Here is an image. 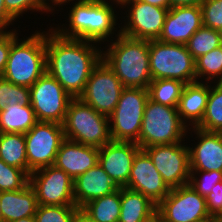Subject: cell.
I'll list each match as a JSON object with an SVG mask.
<instances>
[{
    "mask_svg": "<svg viewBox=\"0 0 222 222\" xmlns=\"http://www.w3.org/2000/svg\"><path fill=\"white\" fill-rule=\"evenodd\" d=\"M52 13L57 8V0H40ZM48 2V3H47ZM50 2V3H49ZM52 4V5H51Z\"/></svg>",
    "mask_w": 222,
    "mask_h": 222,
    "instance_id": "43",
    "label": "cell"
},
{
    "mask_svg": "<svg viewBox=\"0 0 222 222\" xmlns=\"http://www.w3.org/2000/svg\"><path fill=\"white\" fill-rule=\"evenodd\" d=\"M30 104L38 121L63 124L73 99L47 71L29 88Z\"/></svg>",
    "mask_w": 222,
    "mask_h": 222,
    "instance_id": "11",
    "label": "cell"
},
{
    "mask_svg": "<svg viewBox=\"0 0 222 222\" xmlns=\"http://www.w3.org/2000/svg\"><path fill=\"white\" fill-rule=\"evenodd\" d=\"M15 21L6 11L4 0H0V31H9L7 28L13 25ZM8 26V27H7Z\"/></svg>",
    "mask_w": 222,
    "mask_h": 222,
    "instance_id": "40",
    "label": "cell"
},
{
    "mask_svg": "<svg viewBox=\"0 0 222 222\" xmlns=\"http://www.w3.org/2000/svg\"><path fill=\"white\" fill-rule=\"evenodd\" d=\"M199 222H218V217H209V218L199 221Z\"/></svg>",
    "mask_w": 222,
    "mask_h": 222,
    "instance_id": "47",
    "label": "cell"
},
{
    "mask_svg": "<svg viewBox=\"0 0 222 222\" xmlns=\"http://www.w3.org/2000/svg\"><path fill=\"white\" fill-rule=\"evenodd\" d=\"M75 222H93V221L87 218L81 211H79L75 219Z\"/></svg>",
    "mask_w": 222,
    "mask_h": 222,
    "instance_id": "44",
    "label": "cell"
},
{
    "mask_svg": "<svg viewBox=\"0 0 222 222\" xmlns=\"http://www.w3.org/2000/svg\"><path fill=\"white\" fill-rule=\"evenodd\" d=\"M200 7L203 26L222 32V0H204Z\"/></svg>",
    "mask_w": 222,
    "mask_h": 222,
    "instance_id": "37",
    "label": "cell"
},
{
    "mask_svg": "<svg viewBox=\"0 0 222 222\" xmlns=\"http://www.w3.org/2000/svg\"><path fill=\"white\" fill-rule=\"evenodd\" d=\"M119 189L110 176L98 163L73 182L75 205L81 208L86 203L113 193Z\"/></svg>",
    "mask_w": 222,
    "mask_h": 222,
    "instance_id": "21",
    "label": "cell"
},
{
    "mask_svg": "<svg viewBox=\"0 0 222 222\" xmlns=\"http://www.w3.org/2000/svg\"><path fill=\"white\" fill-rule=\"evenodd\" d=\"M203 26L200 6L170 8L166 16L159 41L186 45L189 38Z\"/></svg>",
    "mask_w": 222,
    "mask_h": 222,
    "instance_id": "19",
    "label": "cell"
},
{
    "mask_svg": "<svg viewBox=\"0 0 222 222\" xmlns=\"http://www.w3.org/2000/svg\"><path fill=\"white\" fill-rule=\"evenodd\" d=\"M18 35V31L13 29L12 45L2 77L30 88L46 72V33L36 30L20 39Z\"/></svg>",
    "mask_w": 222,
    "mask_h": 222,
    "instance_id": "4",
    "label": "cell"
},
{
    "mask_svg": "<svg viewBox=\"0 0 222 222\" xmlns=\"http://www.w3.org/2000/svg\"><path fill=\"white\" fill-rule=\"evenodd\" d=\"M209 90V82L196 81L185 84L179 99L177 111L182 122L187 127H197L201 123L207 106Z\"/></svg>",
    "mask_w": 222,
    "mask_h": 222,
    "instance_id": "22",
    "label": "cell"
},
{
    "mask_svg": "<svg viewBox=\"0 0 222 222\" xmlns=\"http://www.w3.org/2000/svg\"><path fill=\"white\" fill-rule=\"evenodd\" d=\"M80 211L76 205H38L36 222H75Z\"/></svg>",
    "mask_w": 222,
    "mask_h": 222,
    "instance_id": "32",
    "label": "cell"
},
{
    "mask_svg": "<svg viewBox=\"0 0 222 222\" xmlns=\"http://www.w3.org/2000/svg\"><path fill=\"white\" fill-rule=\"evenodd\" d=\"M47 30L46 71L69 95L78 98L102 60V47L92 41L63 38L51 26Z\"/></svg>",
    "mask_w": 222,
    "mask_h": 222,
    "instance_id": "1",
    "label": "cell"
},
{
    "mask_svg": "<svg viewBox=\"0 0 222 222\" xmlns=\"http://www.w3.org/2000/svg\"><path fill=\"white\" fill-rule=\"evenodd\" d=\"M195 64L198 82H220L222 80V45L201 55L195 60Z\"/></svg>",
    "mask_w": 222,
    "mask_h": 222,
    "instance_id": "31",
    "label": "cell"
},
{
    "mask_svg": "<svg viewBox=\"0 0 222 222\" xmlns=\"http://www.w3.org/2000/svg\"><path fill=\"white\" fill-rule=\"evenodd\" d=\"M149 64L152 80L176 79L185 84L197 81L195 59L186 45L149 41Z\"/></svg>",
    "mask_w": 222,
    "mask_h": 222,
    "instance_id": "7",
    "label": "cell"
},
{
    "mask_svg": "<svg viewBox=\"0 0 222 222\" xmlns=\"http://www.w3.org/2000/svg\"><path fill=\"white\" fill-rule=\"evenodd\" d=\"M29 183L30 175L26 171L0 159V192L21 190Z\"/></svg>",
    "mask_w": 222,
    "mask_h": 222,
    "instance_id": "33",
    "label": "cell"
},
{
    "mask_svg": "<svg viewBox=\"0 0 222 222\" xmlns=\"http://www.w3.org/2000/svg\"><path fill=\"white\" fill-rule=\"evenodd\" d=\"M148 89L125 87L109 116L110 136L113 141L135 142L139 145Z\"/></svg>",
    "mask_w": 222,
    "mask_h": 222,
    "instance_id": "8",
    "label": "cell"
},
{
    "mask_svg": "<svg viewBox=\"0 0 222 222\" xmlns=\"http://www.w3.org/2000/svg\"><path fill=\"white\" fill-rule=\"evenodd\" d=\"M0 222H3V216H2V213H1V205H0Z\"/></svg>",
    "mask_w": 222,
    "mask_h": 222,
    "instance_id": "49",
    "label": "cell"
},
{
    "mask_svg": "<svg viewBox=\"0 0 222 222\" xmlns=\"http://www.w3.org/2000/svg\"><path fill=\"white\" fill-rule=\"evenodd\" d=\"M38 122L35 112L30 105L20 104L7 105L0 111L1 133H22L28 132Z\"/></svg>",
    "mask_w": 222,
    "mask_h": 222,
    "instance_id": "26",
    "label": "cell"
},
{
    "mask_svg": "<svg viewBox=\"0 0 222 222\" xmlns=\"http://www.w3.org/2000/svg\"><path fill=\"white\" fill-rule=\"evenodd\" d=\"M204 0H169L170 7H179V6H200Z\"/></svg>",
    "mask_w": 222,
    "mask_h": 222,
    "instance_id": "41",
    "label": "cell"
},
{
    "mask_svg": "<svg viewBox=\"0 0 222 222\" xmlns=\"http://www.w3.org/2000/svg\"><path fill=\"white\" fill-rule=\"evenodd\" d=\"M190 131V132H189ZM194 133V134H192ZM195 136L194 146L189 144L190 171H222V132H208L197 127L188 129Z\"/></svg>",
    "mask_w": 222,
    "mask_h": 222,
    "instance_id": "18",
    "label": "cell"
},
{
    "mask_svg": "<svg viewBox=\"0 0 222 222\" xmlns=\"http://www.w3.org/2000/svg\"><path fill=\"white\" fill-rule=\"evenodd\" d=\"M119 2L120 9L126 10L123 14L127 15L121 14V17H124L122 18L124 22L120 25L121 34L148 41L159 39L169 9L141 0H119Z\"/></svg>",
    "mask_w": 222,
    "mask_h": 222,
    "instance_id": "9",
    "label": "cell"
},
{
    "mask_svg": "<svg viewBox=\"0 0 222 222\" xmlns=\"http://www.w3.org/2000/svg\"><path fill=\"white\" fill-rule=\"evenodd\" d=\"M221 45L222 32L205 26L199 28L186 43L189 53L195 60Z\"/></svg>",
    "mask_w": 222,
    "mask_h": 222,
    "instance_id": "30",
    "label": "cell"
},
{
    "mask_svg": "<svg viewBox=\"0 0 222 222\" xmlns=\"http://www.w3.org/2000/svg\"><path fill=\"white\" fill-rule=\"evenodd\" d=\"M80 211L93 222H118L121 212V188L86 203Z\"/></svg>",
    "mask_w": 222,
    "mask_h": 222,
    "instance_id": "25",
    "label": "cell"
},
{
    "mask_svg": "<svg viewBox=\"0 0 222 222\" xmlns=\"http://www.w3.org/2000/svg\"><path fill=\"white\" fill-rule=\"evenodd\" d=\"M153 222H168L165 219H163L157 212L153 216Z\"/></svg>",
    "mask_w": 222,
    "mask_h": 222,
    "instance_id": "46",
    "label": "cell"
},
{
    "mask_svg": "<svg viewBox=\"0 0 222 222\" xmlns=\"http://www.w3.org/2000/svg\"><path fill=\"white\" fill-rule=\"evenodd\" d=\"M7 13L16 21V19L23 17L26 12H52L40 0H4Z\"/></svg>",
    "mask_w": 222,
    "mask_h": 222,
    "instance_id": "36",
    "label": "cell"
},
{
    "mask_svg": "<svg viewBox=\"0 0 222 222\" xmlns=\"http://www.w3.org/2000/svg\"><path fill=\"white\" fill-rule=\"evenodd\" d=\"M222 181V171H190L189 184L205 197L211 193L212 188Z\"/></svg>",
    "mask_w": 222,
    "mask_h": 222,
    "instance_id": "35",
    "label": "cell"
},
{
    "mask_svg": "<svg viewBox=\"0 0 222 222\" xmlns=\"http://www.w3.org/2000/svg\"><path fill=\"white\" fill-rule=\"evenodd\" d=\"M197 128L208 132H222V84L220 82L210 83L207 106Z\"/></svg>",
    "mask_w": 222,
    "mask_h": 222,
    "instance_id": "28",
    "label": "cell"
},
{
    "mask_svg": "<svg viewBox=\"0 0 222 222\" xmlns=\"http://www.w3.org/2000/svg\"><path fill=\"white\" fill-rule=\"evenodd\" d=\"M99 148L65 139L56 155L54 165L73 180L98 164Z\"/></svg>",
    "mask_w": 222,
    "mask_h": 222,
    "instance_id": "20",
    "label": "cell"
},
{
    "mask_svg": "<svg viewBox=\"0 0 222 222\" xmlns=\"http://www.w3.org/2000/svg\"><path fill=\"white\" fill-rule=\"evenodd\" d=\"M218 220L222 221V213H221V215L218 217Z\"/></svg>",
    "mask_w": 222,
    "mask_h": 222,
    "instance_id": "50",
    "label": "cell"
},
{
    "mask_svg": "<svg viewBox=\"0 0 222 222\" xmlns=\"http://www.w3.org/2000/svg\"><path fill=\"white\" fill-rule=\"evenodd\" d=\"M12 30L0 32V77L5 71L9 51L12 45Z\"/></svg>",
    "mask_w": 222,
    "mask_h": 222,
    "instance_id": "39",
    "label": "cell"
},
{
    "mask_svg": "<svg viewBox=\"0 0 222 222\" xmlns=\"http://www.w3.org/2000/svg\"><path fill=\"white\" fill-rule=\"evenodd\" d=\"M124 88L115 73L101 60L92 70L85 89L78 98L98 113L109 117L113 113Z\"/></svg>",
    "mask_w": 222,
    "mask_h": 222,
    "instance_id": "12",
    "label": "cell"
},
{
    "mask_svg": "<svg viewBox=\"0 0 222 222\" xmlns=\"http://www.w3.org/2000/svg\"><path fill=\"white\" fill-rule=\"evenodd\" d=\"M185 83L176 79H155L148 86L149 99L169 106L177 107Z\"/></svg>",
    "mask_w": 222,
    "mask_h": 222,
    "instance_id": "29",
    "label": "cell"
},
{
    "mask_svg": "<svg viewBox=\"0 0 222 222\" xmlns=\"http://www.w3.org/2000/svg\"><path fill=\"white\" fill-rule=\"evenodd\" d=\"M157 205L142 193L121 187V212L118 222H149Z\"/></svg>",
    "mask_w": 222,
    "mask_h": 222,
    "instance_id": "24",
    "label": "cell"
},
{
    "mask_svg": "<svg viewBox=\"0 0 222 222\" xmlns=\"http://www.w3.org/2000/svg\"><path fill=\"white\" fill-rule=\"evenodd\" d=\"M10 222H36V219H35V216H33V217H24V218H21L19 220L10 221Z\"/></svg>",
    "mask_w": 222,
    "mask_h": 222,
    "instance_id": "45",
    "label": "cell"
},
{
    "mask_svg": "<svg viewBox=\"0 0 222 222\" xmlns=\"http://www.w3.org/2000/svg\"><path fill=\"white\" fill-rule=\"evenodd\" d=\"M141 1H144L148 4L155 5L161 8H167V9L171 8L169 0H141Z\"/></svg>",
    "mask_w": 222,
    "mask_h": 222,
    "instance_id": "42",
    "label": "cell"
},
{
    "mask_svg": "<svg viewBox=\"0 0 222 222\" xmlns=\"http://www.w3.org/2000/svg\"><path fill=\"white\" fill-rule=\"evenodd\" d=\"M20 104L30 105V89L25 86H18L0 77V111L7 105Z\"/></svg>",
    "mask_w": 222,
    "mask_h": 222,
    "instance_id": "34",
    "label": "cell"
},
{
    "mask_svg": "<svg viewBox=\"0 0 222 222\" xmlns=\"http://www.w3.org/2000/svg\"><path fill=\"white\" fill-rule=\"evenodd\" d=\"M73 182L55 165L30 173V184L36 192L38 205H75Z\"/></svg>",
    "mask_w": 222,
    "mask_h": 222,
    "instance_id": "15",
    "label": "cell"
},
{
    "mask_svg": "<svg viewBox=\"0 0 222 222\" xmlns=\"http://www.w3.org/2000/svg\"><path fill=\"white\" fill-rule=\"evenodd\" d=\"M140 149L135 142L113 140L99 148L98 163L119 188L127 185L133 159Z\"/></svg>",
    "mask_w": 222,
    "mask_h": 222,
    "instance_id": "17",
    "label": "cell"
},
{
    "mask_svg": "<svg viewBox=\"0 0 222 222\" xmlns=\"http://www.w3.org/2000/svg\"><path fill=\"white\" fill-rule=\"evenodd\" d=\"M24 135L28 174L54 165L59 147L65 140L63 125L56 122L38 121Z\"/></svg>",
    "mask_w": 222,
    "mask_h": 222,
    "instance_id": "10",
    "label": "cell"
},
{
    "mask_svg": "<svg viewBox=\"0 0 222 222\" xmlns=\"http://www.w3.org/2000/svg\"><path fill=\"white\" fill-rule=\"evenodd\" d=\"M25 135L22 133H1L0 159L6 164L23 169L28 173Z\"/></svg>",
    "mask_w": 222,
    "mask_h": 222,
    "instance_id": "27",
    "label": "cell"
},
{
    "mask_svg": "<svg viewBox=\"0 0 222 222\" xmlns=\"http://www.w3.org/2000/svg\"><path fill=\"white\" fill-rule=\"evenodd\" d=\"M208 213L211 217H219L222 213V181L218 182L206 196Z\"/></svg>",
    "mask_w": 222,
    "mask_h": 222,
    "instance_id": "38",
    "label": "cell"
},
{
    "mask_svg": "<svg viewBox=\"0 0 222 222\" xmlns=\"http://www.w3.org/2000/svg\"><path fill=\"white\" fill-rule=\"evenodd\" d=\"M0 202L3 222L33 217L38 208L36 192L30 183L21 190L0 192Z\"/></svg>",
    "mask_w": 222,
    "mask_h": 222,
    "instance_id": "23",
    "label": "cell"
},
{
    "mask_svg": "<svg viewBox=\"0 0 222 222\" xmlns=\"http://www.w3.org/2000/svg\"><path fill=\"white\" fill-rule=\"evenodd\" d=\"M125 187L142 193L156 205L170 191L149 155L143 149H140L133 159L128 183Z\"/></svg>",
    "mask_w": 222,
    "mask_h": 222,
    "instance_id": "16",
    "label": "cell"
},
{
    "mask_svg": "<svg viewBox=\"0 0 222 222\" xmlns=\"http://www.w3.org/2000/svg\"><path fill=\"white\" fill-rule=\"evenodd\" d=\"M185 143L183 141L143 148L170 189L189 184V146Z\"/></svg>",
    "mask_w": 222,
    "mask_h": 222,
    "instance_id": "13",
    "label": "cell"
},
{
    "mask_svg": "<svg viewBox=\"0 0 222 222\" xmlns=\"http://www.w3.org/2000/svg\"><path fill=\"white\" fill-rule=\"evenodd\" d=\"M70 2L71 10L65 20L68 23L57 27L51 25L61 37L107 44L121 33L120 29L117 31L121 28L117 19L121 17L115 11V8L120 9L119 0H76L75 3L70 0L64 2L63 6Z\"/></svg>",
    "mask_w": 222,
    "mask_h": 222,
    "instance_id": "2",
    "label": "cell"
},
{
    "mask_svg": "<svg viewBox=\"0 0 222 222\" xmlns=\"http://www.w3.org/2000/svg\"><path fill=\"white\" fill-rule=\"evenodd\" d=\"M188 129L182 122L177 107L165 106L148 99L139 134V147L143 149L186 141L190 136L187 135Z\"/></svg>",
    "mask_w": 222,
    "mask_h": 222,
    "instance_id": "5",
    "label": "cell"
},
{
    "mask_svg": "<svg viewBox=\"0 0 222 222\" xmlns=\"http://www.w3.org/2000/svg\"><path fill=\"white\" fill-rule=\"evenodd\" d=\"M114 39L106 45L107 48L103 46L102 60L115 73L124 87L148 89L152 81L149 41L131 38L121 33Z\"/></svg>",
    "mask_w": 222,
    "mask_h": 222,
    "instance_id": "3",
    "label": "cell"
},
{
    "mask_svg": "<svg viewBox=\"0 0 222 222\" xmlns=\"http://www.w3.org/2000/svg\"><path fill=\"white\" fill-rule=\"evenodd\" d=\"M66 1H70V0H57V7H59V9H60V7H61V9H63V8H62V5H63V3L66 2ZM73 1H75V0H73Z\"/></svg>",
    "mask_w": 222,
    "mask_h": 222,
    "instance_id": "48",
    "label": "cell"
},
{
    "mask_svg": "<svg viewBox=\"0 0 222 222\" xmlns=\"http://www.w3.org/2000/svg\"><path fill=\"white\" fill-rule=\"evenodd\" d=\"M62 125L65 139L74 142L100 148L112 140L109 117L98 113L79 98L69 102Z\"/></svg>",
    "mask_w": 222,
    "mask_h": 222,
    "instance_id": "6",
    "label": "cell"
},
{
    "mask_svg": "<svg viewBox=\"0 0 222 222\" xmlns=\"http://www.w3.org/2000/svg\"><path fill=\"white\" fill-rule=\"evenodd\" d=\"M157 213L168 222H199L211 217L205 197L190 184L171 188L157 205Z\"/></svg>",
    "mask_w": 222,
    "mask_h": 222,
    "instance_id": "14",
    "label": "cell"
}]
</instances>
